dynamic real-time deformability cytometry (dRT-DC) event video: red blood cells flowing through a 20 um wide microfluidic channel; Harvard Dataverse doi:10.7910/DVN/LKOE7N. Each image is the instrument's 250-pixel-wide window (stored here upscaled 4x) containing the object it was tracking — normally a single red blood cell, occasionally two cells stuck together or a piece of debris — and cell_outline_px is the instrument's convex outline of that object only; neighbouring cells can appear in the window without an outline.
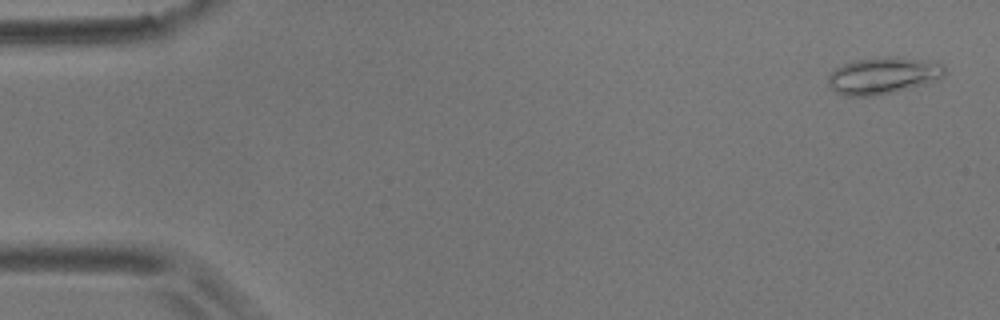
{"species": "common noctule bat (a hibernating species)", "species_latin": "Nyctalus noctula", "temperature_condition": "room temperature", "stored_images_in_passage": 9, "camera_frame_rate_fps": 3000, "um_per_image_px": 0.085, "animal": {"sex": "male", "body_mass_g": 17.9}, "frame": {"image": 1, "passage_image": 2, "time_ms": 0.333, "image_size_px": [1000, 320], "cell_outline_px": [[944, 76], [924, 84], [892, 92], [872, 96], [844, 96], [836, 92], [828, 84], [828, 76], [836, 68], [844, 64], [856, 60], [884, 56], [888, 56], [920, 60], [944, 64]], "centroid_in_image_um": [75.02, 6.43], "position_along_channel_um": 10.0, "area_um2": 24.57}}